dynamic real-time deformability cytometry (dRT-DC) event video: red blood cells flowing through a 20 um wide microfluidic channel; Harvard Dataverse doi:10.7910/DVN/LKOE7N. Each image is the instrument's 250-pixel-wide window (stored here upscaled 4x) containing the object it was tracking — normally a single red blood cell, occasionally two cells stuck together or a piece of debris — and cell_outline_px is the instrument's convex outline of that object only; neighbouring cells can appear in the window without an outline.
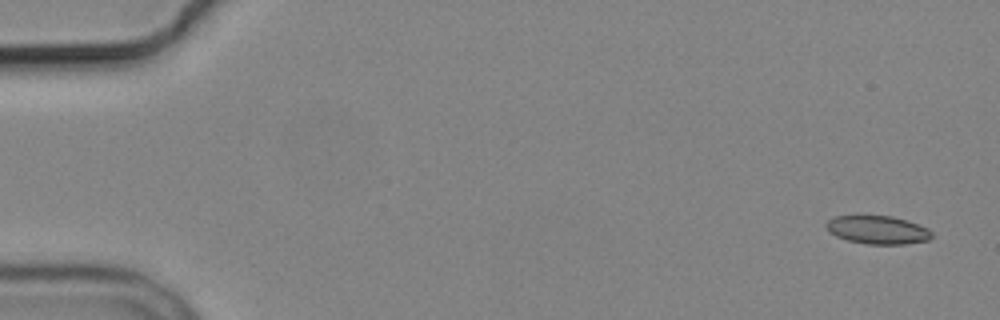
{"species": "common noctule bat (a hibernating species)", "species_latin": "Nyctalus noctula", "temperature_condition": "cold", "stored_images_in_passage": 5, "camera_frame_rate_fps": 3000, "um_per_image_px": 0.085, "animal": {"sex": "male", "body_mass_g": 19.2, "forearm_length_mm": 51.8}, "frame": {"image": 1, "passage_image": 1, "time_ms": 0.0, "image_size_px": [1000, 320], "cell_outline_px": [[932, 236], [928, 240], [904, 244], [868, 244], [848, 240], [836, 236], [828, 232], [824, 224], [828, 220], [836, 216], [892, 216], [928, 228], [932, 232]], "centroid_in_image_um": [74.57, 19.54], "position_along_channel_um": 10.4, "area_um2": 17.22}}
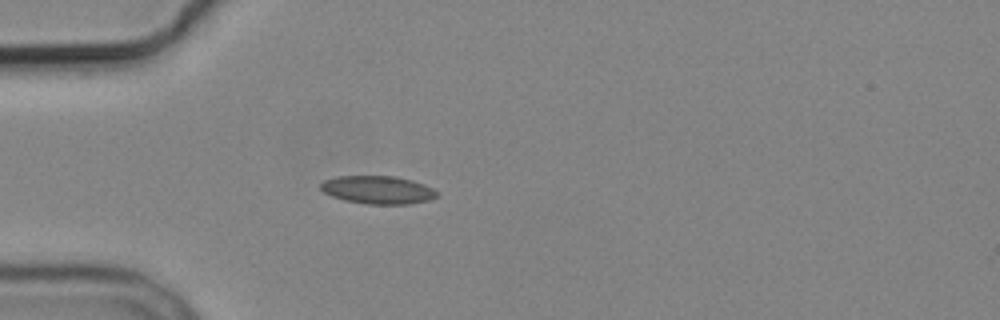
{"frame": {"image": 2, "passage_image": 5, "time_ms": 4.667, "image_size_px": [1000, 320], "cell_outline_px": [[440, 192], [436, 196], [428, 200], [408, 204], [368, 204], [344, 200], [332, 196], [324, 192], [320, 188], [320, 184], [324, 180], [336, 176], [396, 176], [412, 180], [424, 184]], "centroid_in_image_um": [32.11, 16.13], "position_along_channel_um": 52.9, "area_um2": 19.02}}